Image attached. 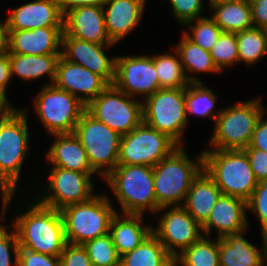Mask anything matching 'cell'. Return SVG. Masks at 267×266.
<instances>
[{
	"label": "cell",
	"mask_w": 267,
	"mask_h": 266,
	"mask_svg": "<svg viewBox=\"0 0 267 266\" xmlns=\"http://www.w3.org/2000/svg\"><path fill=\"white\" fill-rule=\"evenodd\" d=\"M14 107L0 119V188L3 212H7L19 182L22 163L29 147L26 112Z\"/></svg>",
	"instance_id": "obj_1"
},
{
	"label": "cell",
	"mask_w": 267,
	"mask_h": 266,
	"mask_svg": "<svg viewBox=\"0 0 267 266\" xmlns=\"http://www.w3.org/2000/svg\"><path fill=\"white\" fill-rule=\"evenodd\" d=\"M29 205V210L19 213L12 223L18 236L19 247L60 256L67 244L61 212L36 201Z\"/></svg>",
	"instance_id": "obj_2"
},
{
	"label": "cell",
	"mask_w": 267,
	"mask_h": 266,
	"mask_svg": "<svg viewBox=\"0 0 267 266\" xmlns=\"http://www.w3.org/2000/svg\"><path fill=\"white\" fill-rule=\"evenodd\" d=\"M203 170V152L193 162L182 146L156 164L153 177L156 202L161 207L159 211L179 204L182 206L181 201H185L191 184Z\"/></svg>",
	"instance_id": "obj_3"
},
{
	"label": "cell",
	"mask_w": 267,
	"mask_h": 266,
	"mask_svg": "<svg viewBox=\"0 0 267 266\" xmlns=\"http://www.w3.org/2000/svg\"><path fill=\"white\" fill-rule=\"evenodd\" d=\"M104 179L117 197L122 214L143 215L145 210L159 212L161 207L156 202L153 167L117 165Z\"/></svg>",
	"instance_id": "obj_4"
},
{
	"label": "cell",
	"mask_w": 267,
	"mask_h": 266,
	"mask_svg": "<svg viewBox=\"0 0 267 266\" xmlns=\"http://www.w3.org/2000/svg\"><path fill=\"white\" fill-rule=\"evenodd\" d=\"M204 170L222 194L247 201L258 181L244 150H204Z\"/></svg>",
	"instance_id": "obj_5"
},
{
	"label": "cell",
	"mask_w": 267,
	"mask_h": 266,
	"mask_svg": "<svg viewBox=\"0 0 267 266\" xmlns=\"http://www.w3.org/2000/svg\"><path fill=\"white\" fill-rule=\"evenodd\" d=\"M105 195H95L90 200L66 206L60 210L68 244L84 245L86 242L109 233L112 217L117 213Z\"/></svg>",
	"instance_id": "obj_6"
},
{
	"label": "cell",
	"mask_w": 267,
	"mask_h": 266,
	"mask_svg": "<svg viewBox=\"0 0 267 266\" xmlns=\"http://www.w3.org/2000/svg\"><path fill=\"white\" fill-rule=\"evenodd\" d=\"M264 111L259 98L223 108L215 120L210 146L216 150H243Z\"/></svg>",
	"instance_id": "obj_7"
},
{
	"label": "cell",
	"mask_w": 267,
	"mask_h": 266,
	"mask_svg": "<svg viewBox=\"0 0 267 266\" xmlns=\"http://www.w3.org/2000/svg\"><path fill=\"white\" fill-rule=\"evenodd\" d=\"M73 133L82 143L91 168L96 173H100L104 178L116 168L121 141V135L118 132L95 119L85 110Z\"/></svg>",
	"instance_id": "obj_8"
},
{
	"label": "cell",
	"mask_w": 267,
	"mask_h": 266,
	"mask_svg": "<svg viewBox=\"0 0 267 266\" xmlns=\"http://www.w3.org/2000/svg\"><path fill=\"white\" fill-rule=\"evenodd\" d=\"M143 122L167 135L182 146L183 129L187 126L184 88H161L145 99Z\"/></svg>",
	"instance_id": "obj_9"
},
{
	"label": "cell",
	"mask_w": 267,
	"mask_h": 266,
	"mask_svg": "<svg viewBox=\"0 0 267 266\" xmlns=\"http://www.w3.org/2000/svg\"><path fill=\"white\" fill-rule=\"evenodd\" d=\"M108 85L86 105V111L121 136L143 122V103Z\"/></svg>",
	"instance_id": "obj_10"
},
{
	"label": "cell",
	"mask_w": 267,
	"mask_h": 266,
	"mask_svg": "<svg viewBox=\"0 0 267 266\" xmlns=\"http://www.w3.org/2000/svg\"><path fill=\"white\" fill-rule=\"evenodd\" d=\"M35 110L49 134L73 133L86 105L74 95L46 84L35 98Z\"/></svg>",
	"instance_id": "obj_11"
},
{
	"label": "cell",
	"mask_w": 267,
	"mask_h": 266,
	"mask_svg": "<svg viewBox=\"0 0 267 266\" xmlns=\"http://www.w3.org/2000/svg\"><path fill=\"white\" fill-rule=\"evenodd\" d=\"M179 147L167 135L142 122L121 136L118 165L154 167Z\"/></svg>",
	"instance_id": "obj_12"
},
{
	"label": "cell",
	"mask_w": 267,
	"mask_h": 266,
	"mask_svg": "<svg viewBox=\"0 0 267 266\" xmlns=\"http://www.w3.org/2000/svg\"><path fill=\"white\" fill-rule=\"evenodd\" d=\"M48 192L38 202L49 208L62 210L66 206L83 203L93 196L90 176L95 173H81L61 167H51ZM53 192V193H52Z\"/></svg>",
	"instance_id": "obj_13"
},
{
	"label": "cell",
	"mask_w": 267,
	"mask_h": 266,
	"mask_svg": "<svg viewBox=\"0 0 267 266\" xmlns=\"http://www.w3.org/2000/svg\"><path fill=\"white\" fill-rule=\"evenodd\" d=\"M113 85L126 95L144 99L161 89L151 56H117Z\"/></svg>",
	"instance_id": "obj_14"
},
{
	"label": "cell",
	"mask_w": 267,
	"mask_h": 266,
	"mask_svg": "<svg viewBox=\"0 0 267 266\" xmlns=\"http://www.w3.org/2000/svg\"><path fill=\"white\" fill-rule=\"evenodd\" d=\"M162 215L152 234L173 258L178 250L181 253L204 236L200 232L202 226L181 205L173 206Z\"/></svg>",
	"instance_id": "obj_15"
},
{
	"label": "cell",
	"mask_w": 267,
	"mask_h": 266,
	"mask_svg": "<svg viewBox=\"0 0 267 266\" xmlns=\"http://www.w3.org/2000/svg\"><path fill=\"white\" fill-rule=\"evenodd\" d=\"M63 36L100 45H113L105 26L103 6H79L63 18Z\"/></svg>",
	"instance_id": "obj_16"
},
{
	"label": "cell",
	"mask_w": 267,
	"mask_h": 266,
	"mask_svg": "<svg viewBox=\"0 0 267 266\" xmlns=\"http://www.w3.org/2000/svg\"><path fill=\"white\" fill-rule=\"evenodd\" d=\"M54 85L79 98L83 104L87 105L109 84L98 74L66 60L61 55L57 62ZM77 93L82 95H77Z\"/></svg>",
	"instance_id": "obj_17"
},
{
	"label": "cell",
	"mask_w": 267,
	"mask_h": 266,
	"mask_svg": "<svg viewBox=\"0 0 267 266\" xmlns=\"http://www.w3.org/2000/svg\"><path fill=\"white\" fill-rule=\"evenodd\" d=\"M112 45H100L82 41L74 37H62V56L75 64L87 68L101 76L109 85L115 80L116 57L109 59L104 48Z\"/></svg>",
	"instance_id": "obj_18"
},
{
	"label": "cell",
	"mask_w": 267,
	"mask_h": 266,
	"mask_svg": "<svg viewBox=\"0 0 267 266\" xmlns=\"http://www.w3.org/2000/svg\"><path fill=\"white\" fill-rule=\"evenodd\" d=\"M63 27L8 30V53L21 55L62 54Z\"/></svg>",
	"instance_id": "obj_19"
},
{
	"label": "cell",
	"mask_w": 267,
	"mask_h": 266,
	"mask_svg": "<svg viewBox=\"0 0 267 266\" xmlns=\"http://www.w3.org/2000/svg\"><path fill=\"white\" fill-rule=\"evenodd\" d=\"M247 202L239 197L222 194L213 206L202 231L209 235L211 228L218 230V238L238 234L247 230Z\"/></svg>",
	"instance_id": "obj_20"
},
{
	"label": "cell",
	"mask_w": 267,
	"mask_h": 266,
	"mask_svg": "<svg viewBox=\"0 0 267 266\" xmlns=\"http://www.w3.org/2000/svg\"><path fill=\"white\" fill-rule=\"evenodd\" d=\"M63 18L57 0H35L13 9L6 23L8 30H31L63 27Z\"/></svg>",
	"instance_id": "obj_21"
},
{
	"label": "cell",
	"mask_w": 267,
	"mask_h": 266,
	"mask_svg": "<svg viewBox=\"0 0 267 266\" xmlns=\"http://www.w3.org/2000/svg\"><path fill=\"white\" fill-rule=\"evenodd\" d=\"M146 0H106L103 7L107 34L116 44L139 23Z\"/></svg>",
	"instance_id": "obj_22"
},
{
	"label": "cell",
	"mask_w": 267,
	"mask_h": 266,
	"mask_svg": "<svg viewBox=\"0 0 267 266\" xmlns=\"http://www.w3.org/2000/svg\"><path fill=\"white\" fill-rule=\"evenodd\" d=\"M51 135L55 137V141L46 156L51 167H61L81 173H96L91 168L82 143L74 133Z\"/></svg>",
	"instance_id": "obj_23"
},
{
	"label": "cell",
	"mask_w": 267,
	"mask_h": 266,
	"mask_svg": "<svg viewBox=\"0 0 267 266\" xmlns=\"http://www.w3.org/2000/svg\"><path fill=\"white\" fill-rule=\"evenodd\" d=\"M221 195L215 181L203 170L191 184L182 207L203 226Z\"/></svg>",
	"instance_id": "obj_24"
},
{
	"label": "cell",
	"mask_w": 267,
	"mask_h": 266,
	"mask_svg": "<svg viewBox=\"0 0 267 266\" xmlns=\"http://www.w3.org/2000/svg\"><path fill=\"white\" fill-rule=\"evenodd\" d=\"M116 213L110 222L109 234L118 255H122L138 247L151 233L152 226L142 225L143 215Z\"/></svg>",
	"instance_id": "obj_25"
},
{
	"label": "cell",
	"mask_w": 267,
	"mask_h": 266,
	"mask_svg": "<svg viewBox=\"0 0 267 266\" xmlns=\"http://www.w3.org/2000/svg\"><path fill=\"white\" fill-rule=\"evenodd\" d=\"M243 234L244 231L219 238L220 266H264L263 248L258 250Z\"/></svg>",
	"instance_id": "obj_26"
},
{
	"label": "cell",
	"mask_w": 267,
	"mask_h": 266,
	"mask_svg": "<svg viewBox=\"0 0 267 266\" xmlns=\"http://www.w3.org/2000/svg\"><path fill=\"white\" fill-rule=\"evenodd\" d=\"M62 54L21 55L9 54L11 76L35 80L47 74L55 82L57 62Z\"/></svg>",
	"instance_id": "obj_27"
},
{
	"label": "cell",
	"mask_w": 267,
	"mask_h": 266,
	"mask_svg": "<svg viewBox=\"0 0 267 266\" xmlns=\"http://www.w3.org/2000/svg\"><path fill=\"white\" fill-rule=\"evenodd\" d=\"M212 19L223 32L238 33L253 28L250 1L210 5Z\"/></svg>",
	"instance_id": "obj_28"
},
{
	"label": "cell",
	"mask_w": 267,
	"mask_h": 266,
	"mask_svg": "<svg viewBox=\"0 0 267 266\" xmlns=\"http://www.w3.org/2000/svg\"><path fill=\"white\" fill-rule=\"evenodd\" d=\"M120 266H174V258L151 233L138 247L120 257Z\"/></svg>",
	"instance_id": "obj_29"
},
{
	"label": "cell",
	"mask_w": 267,
	"mask_h": 266,
	"mask_svg": "<svg viewBox=\"0 0 267 266\" xmlns=\"http://www.w3.org/2000/svg\"><path fill=\"white\" fill-rule=\"evenodd\" d=\"M175 53L176 56L169 53L151 56L160 88H184L190 83L201 82L198 77H190L184 73L180 55L176 50Z\"/></svg>",
	"instance_id": "obj_30"
},
{
	"label": "cell",
	"mask_w": 267,
	"mask_h": 266,
	"mask_svg": "<svg viewBox=\"0 0 267 266\" xmlns=\"http://www.w3.org/2000/svg\"><path fill=\"white\" fill-rule=\"evenodd\" d=\"M220 266L219 238L212 241L203 236L174 258V266Z\"/></svg>",
	"instance_id": "obj_31"
},
{
	"label": "cell",
	"mask_w": 267,
	"mask_h": 266,
	"mask_svg": "<svg viewBox=\"0 0 267 266\" xmlns=\"http://www.w3.org/2000/svg\"><path fill=\"white\" fill-rule=\"evenodd\" d=\"M181 58L182 67L186 72H220L209 51L192 42L183 32L180 43L175 49ZM186 68V69H185Z\"/></svg>",
	"instance_id": "obj_32"
},
{
	"label": "cell",
	"mask_w": 267,
	"mask_h": 266,
	"mask_svg": "<svg viewBox=\"0 0 267 266\" xmlns=\"http://www.w3.org/2000/svg\"><path fill=\"white\" fill-rule=\"evenodd\" d=\"M239 62L254 65L267 54V29L253 27L236 33Z\"/></svg>",
	"instance_id": "obj_33"
},
{
	"label": "cell",
	"mask_w": 267,
	"mask_h": 266,
	"mask_svg": "<svg viewBox=\"0 0 267 266\" xmlns=\"http://www.w3.org/2000/svg\"><path fill=\"white\" fill-rule=\"evenodd\" d=\"M216 98V95L212 93V89L204 87L202 82L190 83L185 87L186 114L192 113L216 120L222 111L220 109L217 113H213Z\"/></svg>",
	"instance_id": "obj_34"
},
{
	"label": "cell",
	"mask_w": 267,
	"mask_h": 266,
	"mask_svg": "<svg viewBox=\"0 0 267 266\" xmlns=\"http://www.w3.org/2000/svg\"><path fill=\"white\" fill-rule=\"evenodd\" d=\"M83 247L93 266H120V256L109 233L86 242Z\"/></svg>",
	"instance_id": "obj_35"
},
{
	"label": "cell",
	"mask_w": 267,
	"mask_h": 266,
	"mask_svg": "<svg viewBox=\"0 0 267 266\" xmlns=\"http://www.w3.org/2000/svg\"><path fill=\"white\" fill-rule=\"evenodd\" d=\"M192 22L193 21H189L186 23V25L191 28L190 30H192V33L190 34L184 31L185 35L204 50L210 51L223 31L211 17L207 18L203 16L197 18L194 20V22H196L195 25H193Z\"/></svg>",
	"instance_id": "obj_36"
},
{
	"label": "cell",
	"mask_w": 267,
	"mask_h": 266,
	"mask_svg": "<svg viewBox=\"0 0 267 266\" xmlns=\"http://www.w3.org/2000/svg\"><path fill=\"white\" fill-rule=\"evenodd\" d=\"M216 67L222 71L239 61L236 33L222 32L219 39L209 51Z\"/></svg>",
	"instance_id": "obj_37"
},
{
	"label": "cell",
	"mask_w": 267,
	"mask_h": 266,
	"mask_svg": "<svg viewBox=\"0 0 267 266\" xmlns=\"http://www.w3.org/2000/svg\"><path fill=\"white\" fill-rule=\"evenodd\" d=\"M247 210L257 213L261 223V233H267V181L259 182L251 197L246 201Z\"/></svg>",
	"instance_id": "obj_38"
},
{
	"label": "cell",
	"mask_w": 267,
	"mask_h": 266,
	"mask_svg": "<svg viewBox=\"0 0 267 266\" xmlns=\"http://www.w3.org/2000/svg\"><path fill=\"white\" fill-rule=\"evenodd\" d=\"M19 241L17 233L11 231L8 233L6 226L0 225V266H18ZM10 249L13 250L15 261L12 262ZM13 264H12V263Z\"/></svg>",
	"instance_id": "obj_39"
},
{
	"label": "cell",
	"mask_w": 267,
	"mask_h": 266,
	"mask_svg": "<svg viewBox=\"0 0 267 266\" xmlns=\"http://www.w3.org/2000/svg\"><path fill=\"white\" fill-rule=\"evenodd\" d=\"M176 19L181 24L201 18L202 0H169Z\"/></svg>",
	"instance_id": "obj_40"
},
{
	"label": "cell",
	"mask_w": 267,
	"mask_h": 266,
	"mask_svg": "<svg viewBox=\"0 0 267 266\" xmlns=\"http://www.w3.org/2000/svg\"><path fill=\"white\" fill-rule=\"evenodd\" d=\"M18 266H60V256H51L19 248Z\"/></svg>",
	"instance_id": "obj_41"
},
{
	"label": "cell",
	"mask_w": 267,
	"mask_h": 266,
	"mask_svg": "<svg viewBox=\"0 0 267 266\" xmlns=\"http://www.w3.org/2000/svg\"><path fill=\"white\" fill-rule=\"evenodd\" d=\"M60 266H93L83 245L66 244L60 255Z\"/></svg>",
	"instance_id": "obj_42"
},
{
	"label": "cell",
	"mask_w": 267,
	"mask_h": 266,
	"mask_svg": "<svg viewBox=\"0 0 267 266\" xmlns=\"http://www.w3.org/2000/svg\"><path fill=\"white\" fill-rule=\"evenodd\" d=\"M256 180L267 181V152L257 148H244Z\"/></svg>",
	"instance_id": "obj_43"
},
{
	"label": "cell",
	"mask_w": 267,
	"mask_h": 266,
	"mask_svg": "<svg viewBox=\"0 0 267 266\" xmlns=\"http://www.w3.org/2000/svg\"><path fill=\"white\" fill-rule=\"evenodd\" d=\"M265 113L264 111L261 114L252 134L251 141L246 148H257L267 152V118H264Z\"/></svg>",
	"instance_id": "obj_44"
},
{
	"label": "cell",
	"mask_w": 267,
	"mask_h": 266,
	"mask_svg": "<svg viewBox=\"0 0 267 266\" xmlns=\"http://www.w3.org/2000/svg\"><path fill=\"white\" fill-rule=\"evenodd\" d=\"M254 27L267 29V0H250Z\"/></svg>",
	"instance_id": "obj_45"
},
{
	"label": "cell",
	"mask_w": 267,
	"mask_h": 266,
	"mask_svg": "<svg viewBox=\"0 0 267 266\" xmlns=\"http://www.w3.org/2000/svg\"><path fill=\"white\" fill-rule=\"evenodd\" d=\"M12 79L11 67L9 61V53L0 55V95L8 102L6 95V87Z\"/></svg>",
	"instance_id": "obj_46"
},
{
	"label": "cell",
	"mask_w": 267,
	"mask_h": 266,
	"mask_svg": "<svg viewBox=\"0 0 267 266\" xmlns=\"http://www.w3.org/2000/svg\"><path fill=\"white\" fill-rule=\"evenodd\" d=\"M106 0H57L61 13L64 15L69 10L79 6H103Z\"/></svg>",
	"instance_id": "obj_47"
},
{
	"label": "cell",
	"mask_w": 267,
	"mask_h": 266,
	"mask_svg": "<svg viewBox=\"0 0 267 266\" xmlns=\"http://www.w3.org/2000/svg\"><path fill=\"white\" fill-rule=\"evenodd\" d=\"M8 52V29L6 21L0 22V55Z\"/></svg>",
	"instance_id": "obj_48"
},
{
	"label": "cell",
	"mask_w": 267,
	"mask_h": 266,
	"mask_svg": "<svg viewBox=\"0 0 267 266\" xmlns=\"http://www.w3.org/2000/svg\"><path fill=\"white\" fill-rule=\"evenodd\" d=\"M13 107L0 95V119L3 118Z\"/></svg>",
	"instance_id": "obj_49"
},
{
	"label": "cell",
	"mask_w": 267,
	"mask_h": 266,
	"mask_svg": "<svg viewBox=\"0 0 267 266\" xmlns=\"http://www.w3.org/2000/svg\"><path fill=\"white\" fill-rule=\"evenodd\" d=\"M263 237V261H267V233L266 234H262ZM267 266V263L266 265Z\"/></svg>",
	"instance_id": "obj_50"
},
{
	"label": "cell",
	"mask_w": 267,
	"mask_h": 266,
	"mask_svg": "<svg viewBox=\"0 0 267 266\" xmlns=\"http://www.w3.org/2000/svg\"><path fill=\"white\" fill-rule=\"evenodd\" d=\"M239 1H250V0H209V5L222 4L228 2H239Z\"/></svg>",
	"instance_id": "obj_51"
}]
</instances>
